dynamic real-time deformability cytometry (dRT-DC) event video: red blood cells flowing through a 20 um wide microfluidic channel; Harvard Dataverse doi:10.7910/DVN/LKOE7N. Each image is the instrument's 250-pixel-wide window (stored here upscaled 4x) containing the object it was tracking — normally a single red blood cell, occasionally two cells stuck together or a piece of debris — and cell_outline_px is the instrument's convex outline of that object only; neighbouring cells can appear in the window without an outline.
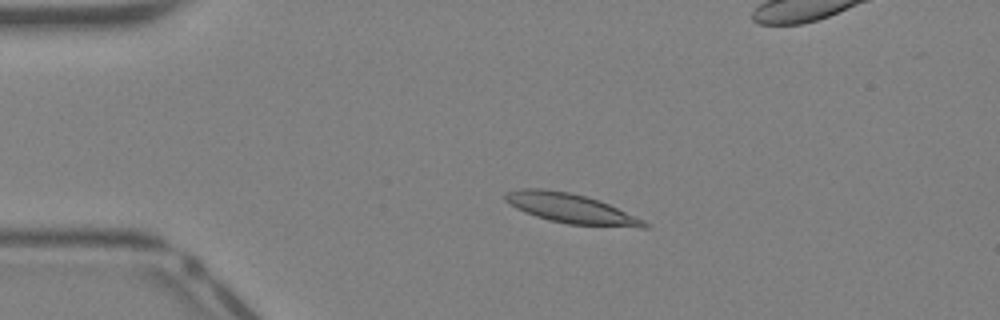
{"species": "Egyptian fruit bat (a non-hibernating species)", "species_latin": "Rousettus aegyptiacus", "temperature_condition": "warm", "stored_images_in_passage": 43, "camera_frame_rate_fps": 3000, "um_per_image_px": 0.085, "animal": {"sex": "female"}, "frame": {"image": 1, "passage_image": 10, "time_ms": 3.0, "image_size_px": [1000, 320], "cell_outline_px": [[648, 228], [640, 228], [568, 224], [548, 220], [524, 212], [508, 204], [504, 200], [504, 192], [520, 188], [544, 188], [568, 192], [588, 196], [600, 200], [644, 220], [648, 224]], "centroid_in_image_um": [48.49, 17.71], "position_along_channel_um": 36.5, "area_um2": 24.28}}
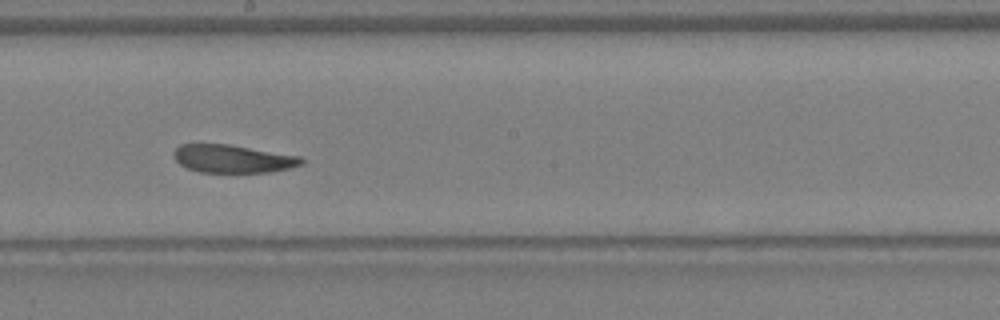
{"frame": {"image": 2, "passage_image": 24, "time_ms": 7.667, "image_size_px": [1000, 320], "cell_outline_px": [[304, 164], [288, 168], [268, 172], [200, 172], [188, 168], [180, 164], [176, 160], [172, 152], [180, 144], [228, 144], [300, 156], [304, 160]], "centroid_in_image_um": [19.78, 13.49], "position_along_channel_um": 228.4, "area_um2": 20.69}}
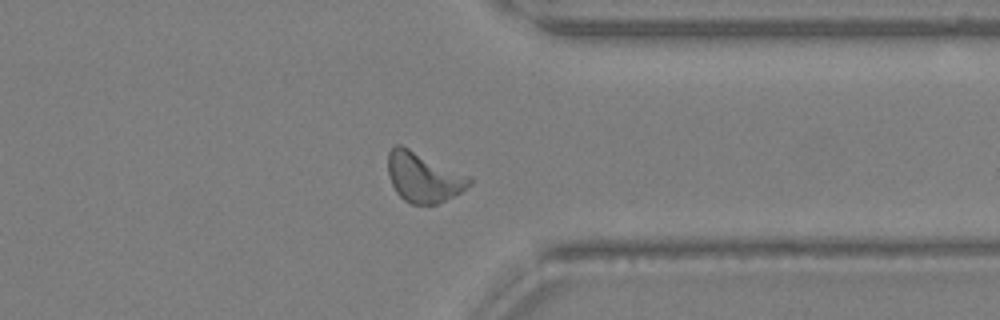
{"frame": {"image": 3, "passage_image": 33, "time_ms": 10.667, "image_size_px": [1000, 320], "cell_outline_px": [[472, 184], [460, 192], [436, 204], [412, 204], [404, 200], [396, 192], [388, 176], [388, 152], [396, 144], [400, 144], [472, 176]], "centroid_in_image_um": [36.0, 15.05], "position_along_channel_um": 375.4, "area_um2": 23.7}}